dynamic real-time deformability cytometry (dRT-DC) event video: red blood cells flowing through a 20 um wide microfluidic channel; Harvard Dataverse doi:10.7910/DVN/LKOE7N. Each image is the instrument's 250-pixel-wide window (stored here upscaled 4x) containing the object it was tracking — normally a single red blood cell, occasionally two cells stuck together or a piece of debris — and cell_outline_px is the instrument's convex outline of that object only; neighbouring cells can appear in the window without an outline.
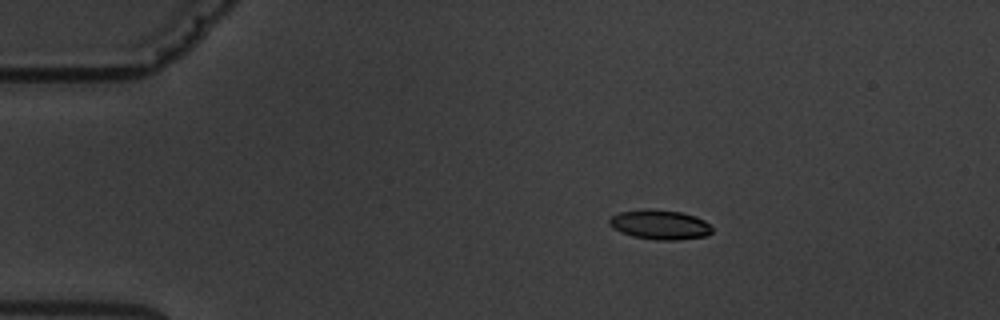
{"species": "common noctule bat (a hibernating species)", "species_latin": "Nyctalus noctula", "temperature_condition": "warm", "stored_images_in_passage": 5, "camera_frame_rate_fps": 3000, "um_per_image_px": 0.085, "animal": {"sex": "male", "body_mass_g": 19.5, "forearm_length_mm": 54.6}, "frame": {"image": 1, "passage_image": 3, "time_ms": 3.333, "image_size_px": [1000, 320], "cell_outline_px": [[712, 232], [708, 236], [676, 240], [656, 240], [632, 236], [620, 232], [612, 228], [608, 224], [608, 220], [612, 216], [620, 212], [652, 208], [680, 212], [696, 216], [704, 220], [712, 228]], "centroid_in_image_um": [56.08, 19.1], "position_along_channel_um": 28.9, "area_um2": 17.86}}